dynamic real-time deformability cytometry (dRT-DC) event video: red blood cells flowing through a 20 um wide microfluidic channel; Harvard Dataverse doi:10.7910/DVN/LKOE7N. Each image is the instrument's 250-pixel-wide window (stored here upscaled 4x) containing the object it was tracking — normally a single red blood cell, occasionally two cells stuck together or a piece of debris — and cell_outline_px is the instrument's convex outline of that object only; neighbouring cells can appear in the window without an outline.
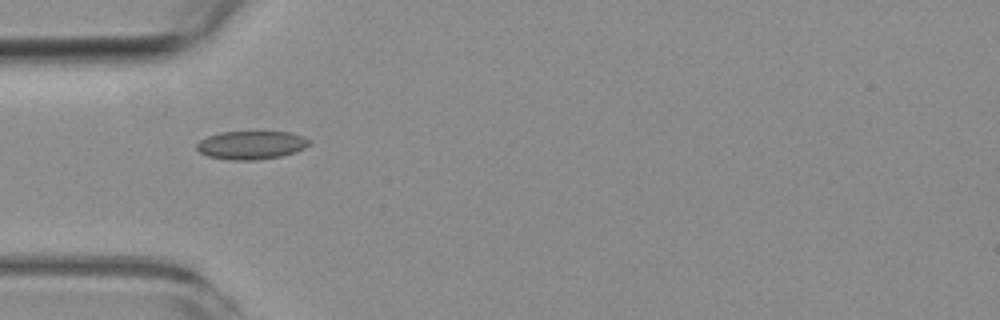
{"species": "common noctule bat (a hibernating species)", "species_latin": "Nyctalus noctula", "temperature_condition": "room temperature", "stored_images_in_passage": 2, "camera_frame_rate_fps": 3000, "um_per_image_px": 0.085, "animal": {"sex": "female", "body_mass_g": 19.3, "forearm_length_mm": 54.1}, "frame": {"image": 1, "passage_image": 1, "time_ms": 0.0, "image_size_px": [1000, 320], "cell_outline_px": [[308, 144], [304, 148], [296, 152], [280, 156], [256, 160], [232, 160], [208, 156], [200, 152], [196, 148], [196, 144], [200, 140], [208, 136], [220, 132], [292, 132], [304, 136], [308, 140]], "centroid_in_image_um": [21.35, 12.33], "position_along_channel_um": 63.7, "area_um2": 18.5}}
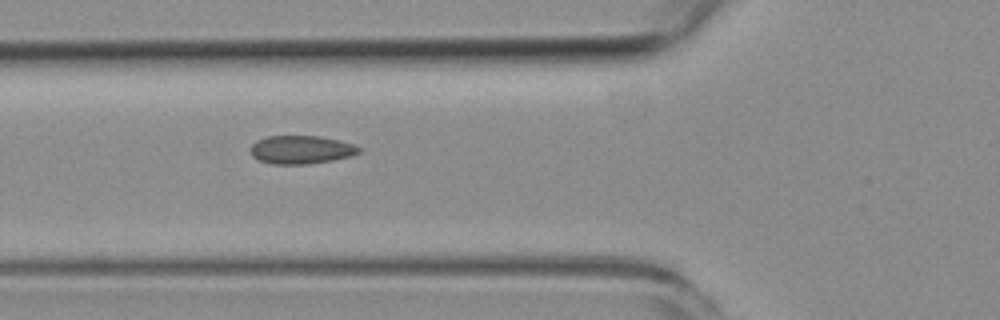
{"frame": {"image": 2, "passage_image": 2, "time_ms": 1.0, "image_size_px": [1000, 320], "cell_outline_px": [[364, 148], [360, 152], [352, 156], [332, 160], [304, 164], [272, 164], [260, 160], [252, 156], [252, 144], [256, 140], [268, 136], [320, 136], [340, 140]], "centroid_in_image_um": [25.64, 12.71], "position_along_channel_um": 100.2, "area_um2": 17.86}}